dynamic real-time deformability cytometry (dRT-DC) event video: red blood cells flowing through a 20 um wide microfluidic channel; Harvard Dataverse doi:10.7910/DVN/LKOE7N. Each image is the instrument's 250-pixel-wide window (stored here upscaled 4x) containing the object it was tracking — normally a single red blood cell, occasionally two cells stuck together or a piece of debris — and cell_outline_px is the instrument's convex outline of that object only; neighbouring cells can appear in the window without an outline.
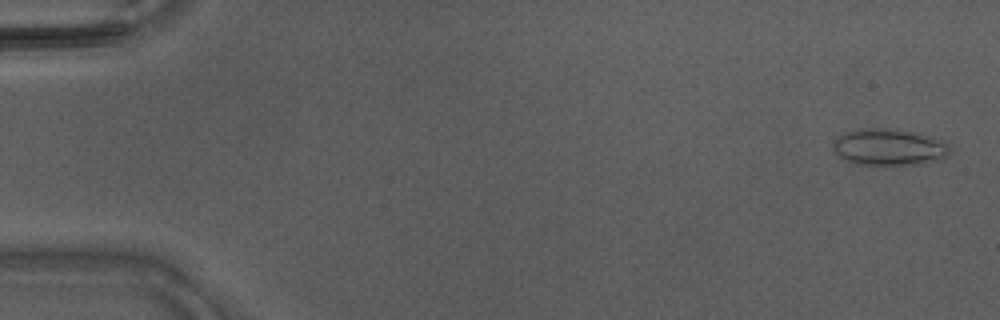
{"species": "Egyptian fruit bat (a non-hibernating species)", "species_latin": "Rousettus aegyptiacus", "temperature_condition": "warm", "stored_images_in_passage": 42, "camera_frame_rate_fps": 3000, "um_per_image_px": 0.085, "animal": {"sex": "male"}, "frame": {"image": 1, "passage_image": 1, "time_ms": 0.0, "image_size_px": [1000, 320], "cell_outline_px": [[948, 156], [924, 164], [860, 164], [844, 160], [832, 148], [832, 144], [840, 136], [848, 132], [868, 128], [888, 128], [916, 132], [932, 136], [948, 144]], "centroid_in_image_um": [75.59, 12.5], "position_along_channel_um": 9.4, "area_um2": 24.57}}
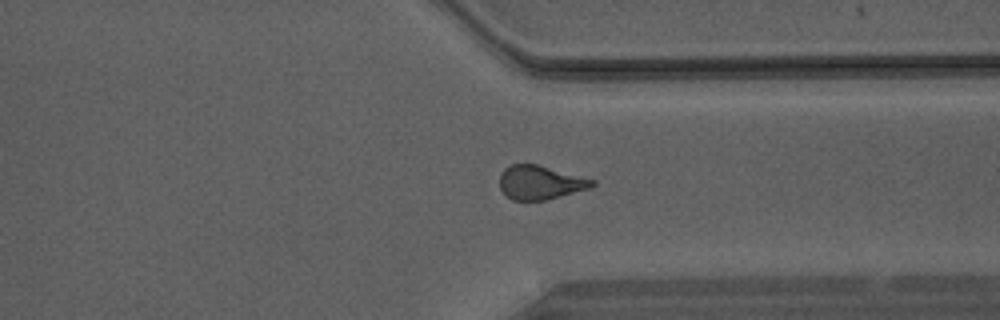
{"frame": {"image": 2, "passage_image": 34, "time_ms": 11.0, "image_size_px": [1000, 320], "cell_outline_px": [[596, 184], [588, 188], [560, 196], [544, 200], [512, 200], [500, 188], [500, 176], [504, 168], [512, 164], [536, 164], [596, 180]], "centroid_in_image_um": [45.91, 15.5], "position_along_channel_um": 365.5, "area_um2": 17.98}}
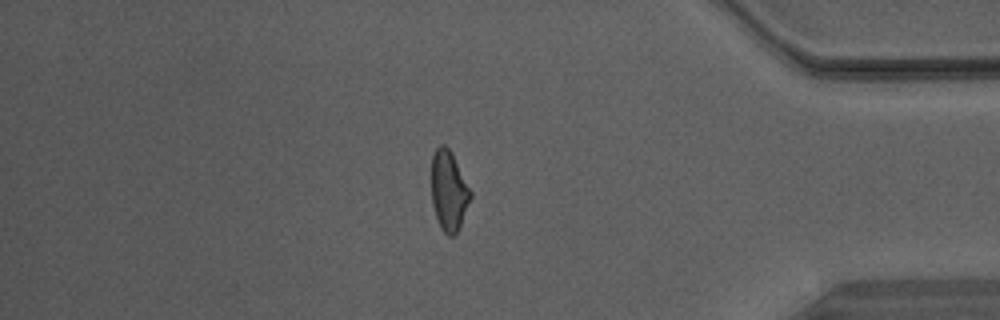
{"frame": {"image": 3, "passage_image": 38, "time_ms": 12.333, "image_size_px": [1000, 320], "cell_outline_px": [[472, 196], [460, 228], [456, 236], [448, 236], [440, 228], [432, 204], [432, 156], [436, 148], [440, 144], [444, 144], [452, 152], [472, 192]], "centroid_in_image_um": [38.16, 16.24], "position_along_channel_um": 397.0, "area_um2": 18.44}}